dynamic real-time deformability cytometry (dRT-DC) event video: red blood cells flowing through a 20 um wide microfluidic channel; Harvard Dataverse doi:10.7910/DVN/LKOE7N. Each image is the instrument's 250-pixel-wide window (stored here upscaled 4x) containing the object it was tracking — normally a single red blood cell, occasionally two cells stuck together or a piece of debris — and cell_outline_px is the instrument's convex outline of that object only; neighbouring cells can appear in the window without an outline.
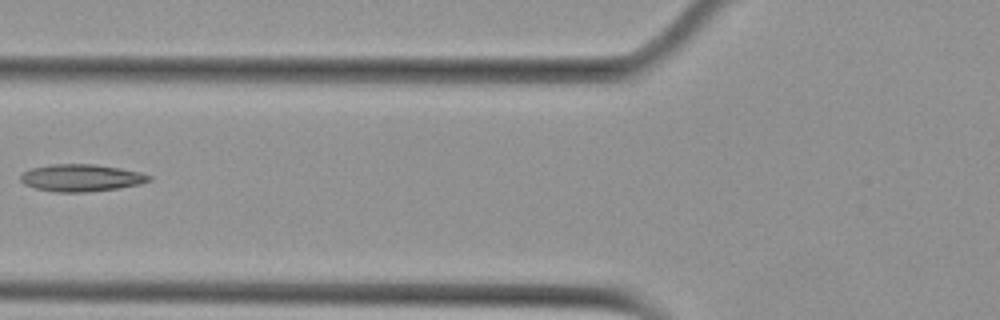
{"species": "Egyptian fruit bat (a non-hibernating species)", "species_latin": "Rousettus aegyptiacus", "temperature_condition": "cold", "stored_images_in_passage": 2, "camera_frame_rate_fps": 3000, "um_per_image_px": 0.085, "animal": {"sex": "female"}, "frame": {"image": 1, "passage_image": 2, "time_ms": 1.667, "image_size_px": [1000, 320], "cell_outline_px": [[152, 180], [140, 184], [116, 188], [88, 192], [56, 192], [36, 188], [24, 184], [20, 180], [20, 176], [24, 172], [32, 168], [52, 164], [92, 164], [120, 168], [140, 172], [152, 176]], "centroid_in_image_um": [6.91, 15.11], "position_along_channel_um": 118.9, "area_um2": 20.23}}